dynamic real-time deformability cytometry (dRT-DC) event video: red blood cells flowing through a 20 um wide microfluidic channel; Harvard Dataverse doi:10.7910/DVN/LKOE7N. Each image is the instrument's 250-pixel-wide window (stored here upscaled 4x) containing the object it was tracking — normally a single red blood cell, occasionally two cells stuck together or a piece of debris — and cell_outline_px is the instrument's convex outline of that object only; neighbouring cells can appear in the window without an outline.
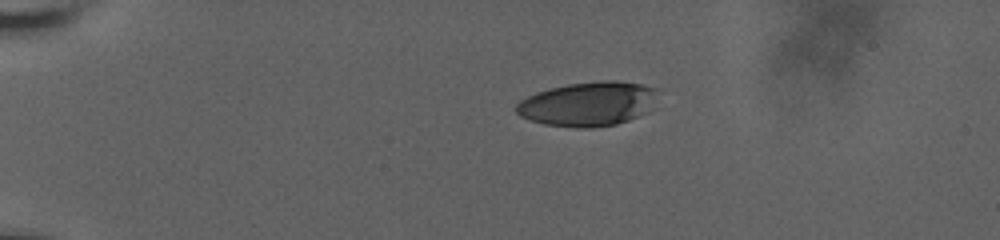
{"species": "human", "species_latin": "Homo sapiens", "temperature_condition": "room temperature", "stored_images_in_passage": 29, "camera_frame_rate_fps": 3000, "um_per_image_px": 0.085, "donor": {"sex": "male"}, "frame": {"image": 1, "passage_image": 1, "time_ms": 0.0, "image_size_px": [1000, 240], "cell_outline_px": [[656, 88], [648, 112], [628, 120], [616, 124], [592, 128], [572, 128], [544, 124], [528, 120], [520, 116], [512, 108], [520, 100], [536, 92], [568, 84], [604, 80], [616, 80], [644, 84]], "centroid_in_image_um": [49.92, 8.84], "position_along_channel_um": 35.1, "area_um2": 36.59}}
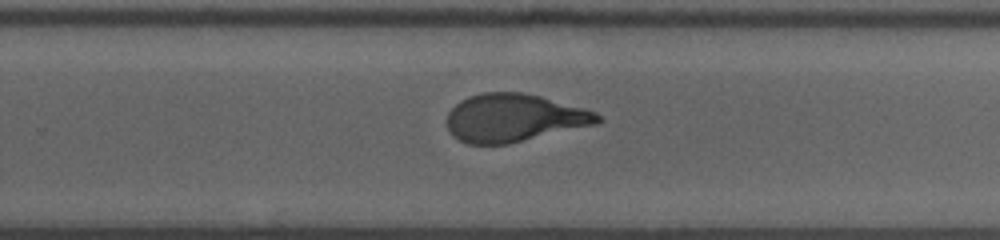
{"frame": {"image": 2, "passage_image": 16, "time_ms": 9.0, "image_size_px": [1000, 240], "cell_outline_px": [[604, 120], [596, 124], [508, 144], [468, 144], [452, 136], [448, 132], [448, 112], [460, 100], [468, 96], [484, 92], [520, 92], [540, 96], [584, 108], [596, 112]], "centroid_in_image_um": [43.68, 10.02], "position_along_channel_um": 286.1, "area_um2": 42.02}}
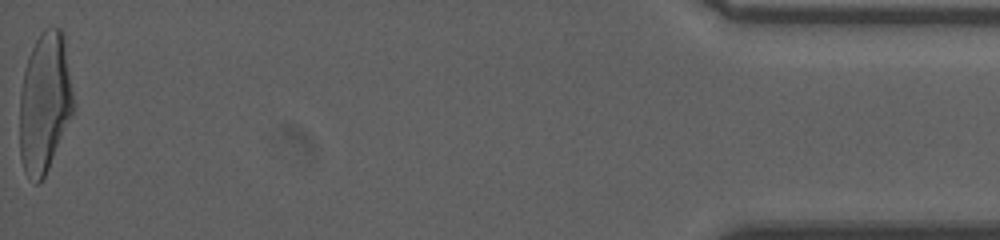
{"frame": {"image": 3, "passage_image": 29, "time_ms": 15.333, "image_size_px": [1000, 240], "cell_outline_px": [[76, 108], [48, 168], [40, 184], [36, 184], [24, 172], [20, 156], [20, 92], [24, 68], [28, 56], [40, 32], [44, 28], [60, 28], [64, 36]], "centroid_in_image_um": [3.81, 8.72], "position_along_channel_um": 431.4, "area_um2": 44.39}, "authors_computed_cell_mechanics": {"area_um2": 42.9454, "velocity_mm_per_s": 3.6529, "shape_relaxation_time_tau1_ms": 7.536, "shape_relaxation_time_tau2_ms": 0.9491, "deformation_change_tau1": 0.2671, "deformation_change_tau2": 0.0881}}